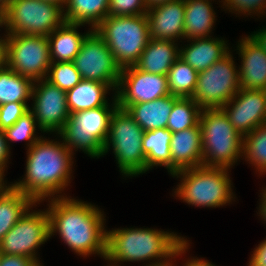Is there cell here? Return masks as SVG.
Listing matches in <instances>:
<instances>
[{"label":"cell","instance_id":"49","mask_svg":"<svg viewBox=\"0 0 266 266\" xmlns=\"http://www.w3.org/2000/svg\"><path fill=\"white\" fill-rule=\"evenodd\" d=\"M171 264L169 263V260H168V262H167V260L166 261H160L159 263L158 262H156V263H153V264H149V266H170Z\"/></svg>","mask_w":266,"mask_h":266},{"label":"cell","instance_id":"30","mask_svg":"<svg viewBox=\"0 0 266 266\" xmlns=\"http://www.w3.org/2000/svg\"><path fill=\"white\" fill-rule=\"evenodd\" d=\"M198 71L178 58L167 74L168 89L171 95L192 98L198 79Z\"/></svg>","mask_w":266,"mask_h":266},{"label":"cell","instance_id":"44","mask_svg":"<svg viewBox=\"0 0 266 266\" xmlns=\"http://www.w3.org/2000/svg\"><path fill=\"white\" fill-rule=\"evenodd\" d=\"M172 1H176V0H145L148 9H151L155 6L166 4Z\"/></svg>","mask_w":266,"mask_h":266},{"label":"cell","instance_id":"40","mask_svg":"<svg viewBox=\"0 0 266 266\" xmlns=\"http://www.w3.org/2000/svg\"><path fill=\"white\" fill-rule=\"evenodd\" d=\"M8 142L6 141L4 131L0 130V177L3 178L4 175V167L7 162V157L9 156V145H7Z\"/></svg>","mask_w":266,"mask_h":266},{"label":"cell","instance_id":"15","mask_svg":"<svg viewBox=\"0 0 266 266\" xmlns=\"http://www.w3.org/2000/svg\"><path fill=\"white\" fill-rule=\"evenodd\" d=\"M38 88L33 85L32 98H34L33 114L39 129L44 132L62 131L65 123L68 121L70 112L67 106L66 92L59 87L51 84L45 79Z\"/></svg>","mask_w":266,"mask_h":266},{"label":"cell","instance_id":"35","mask_svg":"<svg viewBox=\"0 0 266 266\" xmlns=\"http://www.w3.org/2000/svg\"><path fill=\"white\" fill-rule=\"evenodd\" d=\"M147 10L145 0H109L108 16L142 15Z\"/></svg>","mask_w":266,"mask_h":266},{"label":"cell","instance_id":"19","mask_svg":"<svg viewBox=\"0 0 266 266\" xmlns=\"http://www.w3.org/2000/svg\"><path fill=\"white\" fill-rule=\"evenodd\" d=\"M238 47L242 58L240 88L263 91L266 88V52L252 36L242 39Z\"/></svg>","mask_w":266,"mask_h":266},{"label":"cell","instance_id":"25","mask_svg":"<svg viewBox=\"0 0 266 266\" xmlns=\"http://www.w3.org/2000/svg\"><path fill=\"white\" fill-rule=\"evenodd\" d=\"M110 88L108 84L102 82L82 79L74 88L66 92L70 114L106 105L105 96Z\"/></svg>","mask_w":266,"mask_h":266},{"label":"cell","instance_id":"34","mask_svg":"<svg viewBox=\"0 0 266 266\" xmlns=\"http://www.w3.org/2000/svg\"><path fill=\"white\" fill-rule=\"evenodd\" d=\"M36 119L33 114L28 111L11 127L6 128L4 131L6 141L29 140L28 145L31 148L40 138L34 137L36 128Z\"/></svg>","mask_w":266,"mask_h":266},{"label":"cell","instance_id":"41","mask_svg":"<svg viewBox=\"0 0 266 266\" xmlns=\"http://www.w3.org/2000/svg\"><path fill=\"white\" fill-rule=\"evenodd\" d=\"M7 66V37L0 40V69Z\"/></svg>","mask_w":266,"mask_h":266},{"label":"cell","instance_id":"28","mask_svg":"<svg viewBox=\"0 0 266 266\" xmlns=\"http://www.w3.org/2000/svg\"><path fill=\"white\" fill-rule=\"evenodd\" d=\"M64 21L97 27L107 16L109 0H67Z\"/></svg>","mask_w":266,"mask_h":266},{"label":"cell","instance_id":"13","mask_svg":"<svg viewBox=\"0 0 266 266\" xmlns=\"http://www.w3.org/2000/svg\"><path fill=\"white\" fill-rule=\"evenodd\" d=\"M26 213L0 241V253L21 255L35 260V249L50 238L48 212Z\"/></svg>","mask_w":266,"mask_h":266},{"label":"cell","instance_id":"9","mask_svg":"<svg viewBox=\"0 0 266 266\" xmlns=\"http://www.w3.org/2000/svg\"><path fill=\"white\" fill-rule=\"evenodd\" d=\"M60 6L40 0H12L5 10L8 34L48 36L63 22Z\"/></svg>","mask_w":266,"mask_h":266},{"label":"cell","instance_id":"51","mask_svg":"<svg viewBox=\"0 0 266 266\" xmlns=\"http://www.w3.org/2000/svg\"><path fill=\"white\" fill-rule=\"evenodd\" d=\"M263 91H264L265 100H266V88Z\"/></svg>","mask_w":266,"mask_h":266},{"label":"cell","instance_id":"46","mask_svg":"<svg viewBox=\"0 0 266 266\" xmlns=\"http://www.w3.org/2000/svg\"><path fill=\"white\" fill-rule=\"evenodd\" d=\"M40 1H47V2L54 3L58 6H60L62 9L64 8L63 5H66V3H67V0H40Z\"/></svg>","mask_w":266,"mask_h":266},{"label":"cell","instance_id":"43","mask_svg":"<svg viewBox=\"0 0 266 266\" xmlns=\"http://www.w3.org/2000/svg\"><path fill=\"white\" fill-rule=\"evenodd\" d=\"M170 266H172V264ZM185 266H215V265H212L211 263L207 262V260L204 261L197 258L193 259L192 261L191 260L188 261Z\"/></svg>","mask_w":266,"mask_h":266},{"label":"cell","instance_id":"2","mask_svg":"<svg viewBox=\"0 0 266 266\" xmlns=\"http://www.w3.org/2000/svg\"><path fill=\"white\" fill-rule=\"evenodd\" d=\"M40 138L28 150L24 181L11 186L30 196L36 203L62 191L69 183L71 151L64 144Z\"/></svg>","mask_w":266,"mask_h":266},{"label":"cell","instance_id":"48","mask_svg":"<svg viewBox=\"0 0 266 266\" xmlns=\"http://www.w3.org/2000/svg\"><path fill=\"white\" fill-rule=\"evenodd\" d=\"M12 0H0V10H6Z\"/></svg>","mask_w":266,"mask_h":266},{"label":"cell","instance_id":"42","mask_svg":"<svg viewBox=\"0 0 266 266\" xmlns=\"http://www.w3.org/2000/svg\"><path fill=\"white\" fill-rule=\"evenodd\" d=\"M266 52V29L251 35Z\"/></svg>","mask_w":266,"mask_h":266},{"label":"cell","instance_id":"33","mask_svg":"<svg viewBox=\"0 0 266 266\" xmlns=\"http://www.w3.org/2000/svg\"><path fill=\"white\" fill-rule=\"evenodd\" d=\"M48 73L50 74L47 75L50 76L44 79L65 92L74 88L82 80L73 62H51Z\"/></svg>","mask_w":266,"mask_h":266},{"label":"cell","instance_id":"5","mask_svg":"<svg viewBox=\"0 0 266 266\" xmlns=\"http://www.w3.org/2000/svg\"><path fill=\"white\" fill-rule=\"evenodd\" d=\"M94 30L105 41L121 69L138 62L150 39L146 14L107 16Z\"/></svg>","mask_w":266,"mask_h":266},{"label":"cell","instance_id":"24","mask_svg":"<svg viewBox=\"0 0 266 266\" xmlns=\"http://www.w3.org/2000/svg\"><path fill=\"white\" fill-rule=\"evenodd\" d=\"M34 203L30 196L12 186L0 191V241Z\"/></svg>","mask_w":266,"mask_h":266},{"label":"cell","instance_id":"31","mask_svg":"<svg viewBox=\"0 0 266 266\" xmlns=\"http://www.w3.org/2000/svg\"><path fill=\"white\" fill-rule=\"evenodd\" d=\"M202 108L192 98L179 97L171 110L167 129L171 132L182 131L199 124Z\"/></svg>","mask_w":266,"mask_h":266},{"label":"cell","instance_id":"14","mask_svg":"<svg viewBox=\"0 0 266 266\" xmlns=\"http://www.w3.org/2000/svg\"><path fill=\"white\" fill-rule=\"evenodd\" d=\"M116 92L118 107L125 110L130 105L170 95L167 76L144 72L135 66L121 69Z\"/></svg>","mask_w":266,"mask_h":266},{"label":"cell","instance_id":"21","mask_svg":"<svg viewBox=\"0 0 266 266\" xmlns=\"http://www.w3.org/2000/svg\"><path fill=\"white\" fill-rule=\"evenodd\" d=\"M178 98L170 94L151 102L130 105L126 110L144 131L167 128L172 107Z\"/></svg>","mask_w":266,"mask_h":266},{"label":"cell","instance_id":"32","mask_svg":"<svg viewBox=\"0 0 266 266\" xmlns=\"http://www.w3.org/2000/svg\"><path fill=\"white\" fill-rule=\"evenodd\" d=\"M242 153L259 172H266V123L243 136Z\"/></svg>","mask_w":266,"mask_h":266},{"label":"cell","instance_id":"1","mask_svg":"<svg viewBox=\"0 0 266 266\" xmlns=\"http://www.w3.org/2000/svg\"><path fill=\"white\" fill-rule=\"evenodd\" d=\"M59 198L51 199V207L47 210L50 236L57 230L64 242L79 255L99 253L105 258L107 232L103 228V214L91 204Z\"/></svg>","mask_w":266,"mask_h":266},{"label":"cell","instance_id":"23","mask_svg":"<svg viewBox=\"0 0 266 266\" xmlns=\"http://www.w3.org/2000/svg\"><path fill=\"white\" fill-rule=\"evenodd\" d=\"M83 24L63 22L57 29L47 36L51 62H73L79 53L86 35H80L77 27ZM56 58V59H55Z\"/></svg>","mask_w":266,"mask_h":266},{"label":"cell","instance_id":"17","mask_svg":"<svg viewBox=\"0 0 266 266\" xmlns=\"http://www.w3.org/2000/svg\"><path fill=\"white\" fill-rule=\"evenodd\" d=\"M149 36L156 40L184 37L185 0L155 6L146 13Z\"/></svg>","mask_w":266,"mask_h":266},{"label":"cell","instance_id":"7","mask_svg":"<svg viewBox=\"0 0 266 266\" xmlns=\"http://www.w3.org/2000/svg\"><path fill=\"white\" fill-rule=\"evenodd\" d=\"M145 131L127 110L117 107L111 116L103 155L112 144L120 171L127 176L146 172L142 141ZM110 141V142H109Z\"/></svg>","mask_w":266,"mask_h":266},{"label":"cell","instance_id":"6","mask_svg":"<svg viewBox=\"0 0 266 266\" xmlns=\"http://www.w3.org/2000/svg\"><path fill=\"white\" fill-rule=\"evenodd\" d=\"M113 109L109 110L108 103L104 106L74 112L70 114L64 128L59 133L65 146L71 152L73 148H80L92 157L103 155L111 116L118 107L116 95Z\"/></svg>","mask_w":266,"mask_h":266},{"label":"cell","instance_id":"4","mask_svg":"<svg viewBox=\"0 0 266 266\" xmlns=\"http://www.w3.org/2000/svg\"><path fill=\"white\" fill-rule=\"evenodd\" d=\"M202 165L229 168L240 157L243 137L222 108L202 109L200 114ZM211 156V157H210Z\"/></svg>","mask_w":266,"mask_h":266},{"label":"cell","instance_id":"47","mask_svg":"<svg viewBox=\"0 0 266 266\" xmlns=\"http://www.w3.org/2000/svg\"><path fill=\"white\" fill-rule=\"evenodd\" d=\"M3 24L6 25V13L4 10H0V26H2Z\"/></svg>","mask_w":266,"mask_h":266},{"label":"cell","instance_id":"10","mask_svg":"<svg viewBox=\"0 0 266 266\" xmlns=\"http://www.w3.org/2000/svg\"><path fill=\"white\" fill-rule=\"evenodd\" d=\"M239 71L229 52L198 73L192 99L202 109L222 108L240 90Z\"/></svg>","mask_w":266,"mask_h":266},{"label":"cell","instance_id":"3","mask_svg":"<svg viewBox=\"0 0 266 266\" xmlns=\"http://www.w3.org/2000/svg\"><path fill=\"white\" fill-rule=\"evenodd\" d=\"M187 241L153 229H117L107 232L106 257L110 262L173 258L187 249Z\"/></svg>","mask_w":266,"mask_h":266},{"label":"cell","instance_id":"22","mask_svg":"<svg viewBox=\"0 0 266 266\" xmlns=\"http://www.w3.org/2000/svg\"><path fill=\"white\" fill-rule=\"evenodd\" d=\"M207 38H195L190 46L179 51V58L198 72L206 70L229 52L224 40Z\"/></svg>","mask_w":266,"mask_h":266},{"label":"cell","instance_id":"29","mask_svg":"<svg viewBox=\"0 0 266 266\" xmlns=\"http://www.w3.org/2000/svg\"><path fill=\"white\" fill-rule=\"evenodd\" d=\"M35 82L16 73L7 66L0 69V105L13 102L26 103L32 97Z\"/></svg>","mask_w":266,"mask_h":266},{"label":"cell","instance_id":"18","mask_svg":"<svg viewBox=\"0 0 266 266\" xmlns=\"http://www.w3.org/2000/svg\"><path fill=\"white\" fill-rule=\"evenodd\" d=\"M171 174L183 169L202 166V137L200 124L172 133L170 143Z\"/></svg>","mask_w":266,"mask_h":266},{"label":"cell","instance_id":"8","mask_svg":"<svg viewBox=\"0 0 266 266\" xmlns=\"http://www.w3.org/2000/svg\"><path fill=\"white\" fill-rule=\"evenodd\" d=\"M228 168L198 166L183 169L173 175H183L176 189L177 196L188 204L218 207L231 201L233 193Z\"/></svg>","mask_w":266,"mask_h":266},{"label":"cell","instance_id":"27","mask_svg":"<svg viewBox=\"0 0 266 266\" xmlns=\"http://www.w3.org/2000/svg\"><path fill=\"white\" fill-rule=\"evenodd\" d=\"M172 133L167 128L145 131L142 141L143 153L146 156V171L153 166H165L171 173Z\"/></svg>","mask_w":266,"mask_h":266},{"label":"cell","instance_id":"16","mask_svg":"<svg viewBox=\"0 0 266 266\" xmlns=\"http://www.w3.org/2000/svg\"><path fill=\"white\" fill-rule=\"evenodd\" d=\"M232 104L229 110L228 106ZM222 109L242 137L266 123V100L262 90L241 88Z\"/></svg>","mask_w":266,"mask_h":266},{"label":"cell","instance_id":"11","mask_svg":"<svg viewBox=\"0 0 266 266\" xmlns=\"http://www.w3.org/2000/svg\"><path fill=\"white\" fill-rule=\"evenodd\" d=\"M7 36V67L34 82L47 76L51 65L47 36Z\"/></svg>","mask_w":266,"mask_h":266},{"label":"cell","instance_id":"50","mask_svg":"<svg viewBox=\"0 0 266 266\" xmlns=\"http://www.w3.org/2000/svg\"><path fill=\"white\" fill-rule=\"evenodd\" d=\"M3 178L2 177H0V191L5 187V183L3 182Z\"/></svg>","mask_w":266,"mask_h":266},{"label":"cell","instance_id":"38","mask_svg":"<svg viewBox=\"0 0 266 266\" xmlns=\"http://www.w3.org/2000/svg\"><path fill=\"white\" fill-rule=\"evenodd\" d=\"M35 260L21 256V255H8L1 254L0 266H38Z\"/></svg>","mask_w":266,"mask_h":266},{"label":"cell","instance_id":"20","mask_svg":"<svg viewBox=\"0 0 266 266\" xmlns=\"http://www.w3.org/2000/svg\"><path fill=\"white\" fill-rule=\"evenodd\" d=\"M174 42L150 38L134 66L144 72L167 76L170 67L180 56V50H177Z\"/></svg>","mask_w":266,"mask_h":266},{"label":"cell","instance_id":"37","mask_svg":"<svg viewBox=\"0 0 266 266\" xmlns=\"http://www.w3.org/2000/svg\"><path fill=\"white\" fill-rule=\"evenodd\" d=\"M224 3L230 10L233 9L239 13H241L240 11L242 13H252V11H259L261 13L263 8L266 9V0H225Z\"/></svg>","mask_w":266,"mask_h":266},{"label":"cell","instance_id":"26","mask_svg":"<svg viewBox=\"0 0 266 266\" xmlns=\"http://www.w3.org/2000/svg\"><path fill=\"white\" fill-rule=\"evenodd\" d=\"M208 0H185L184 37L188 39L207 37L215 14Z\"/></svg>","mask_w":266,"mask_h":266},{"label":"cell","instance_id":"39","mask_svg":"<svg viewBox=\"0 0 266 266\" xmlns=\"http://www.w3.org/2000/svg\"><path fill=\"white\" fill-rule=\"evenodd\" d=\"M249 266H266V240L255 249Z\"/></svg>","mask_w":266,"mask_h":266},{"label":"cell","instance_id":"45","mask_svg":"<svg viewBox=\"0 0 266 266\" xmlns=\"http://www.w3.org/2000/svg\"><path fill=\"white\" fill-rule=\"evenodd\" d=\"M260 213L263 216L262 218L266 221V190L262 194V204L260 205Z\"/></svg>","mask_w":266,"mask_h":266},{"label":"cell","instance_id":"12","mask_svg":"<svg viewBox=\"0 0 266 266\" xmlns=\"http://www.w3.org/2000/svg\"><path fill=\"white\" fill-rule=\"evenodd\" d=\"M73 63L84 80H94L118 88L121 68L102 37L93 29L86 33Z\"/></svg>","mask_w":266,"mask_h":266},{"label":"cell","instance_id":"36","mask_svg":"<svg viewBox=\"0 0 266 266\" xmlns=\"http://www.w3.org/2000/svg\"><path fill=\"white\" fill-rule=\"evenodd\" d=\"M28 105L21 102L0 105V130L14 125L20 117L29 111Z\"/></svg>","mask_w":266,"mask_h":266}]
</instances>
